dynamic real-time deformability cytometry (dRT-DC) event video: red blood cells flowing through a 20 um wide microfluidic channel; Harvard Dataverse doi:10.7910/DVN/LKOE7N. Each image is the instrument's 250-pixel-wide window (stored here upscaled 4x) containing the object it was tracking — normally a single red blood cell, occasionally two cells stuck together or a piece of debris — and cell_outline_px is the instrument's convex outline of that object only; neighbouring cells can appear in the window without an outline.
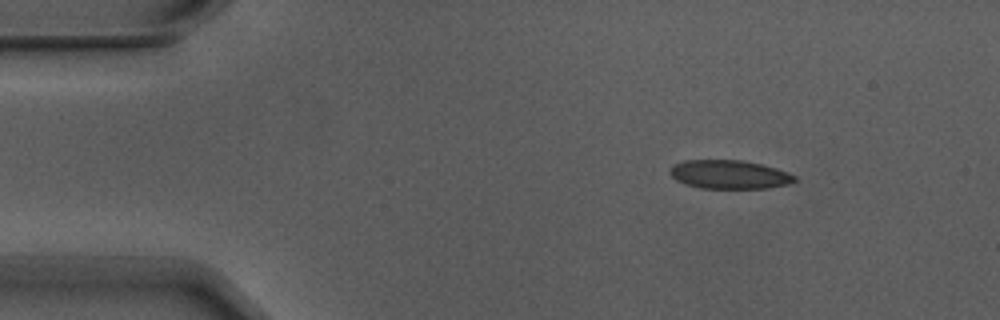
{"species": "Egyptian fruit bat (a non-hibernating species)", "species_latin": "Rousettus aegyptiacus", "temperature_condition": "warm", "stored_images_in_passage": 9, "camera_frame_rate_fps": 3000, "um_per_image_px": 0.085, "animal": {"sex": "male"}, "frame": {"image": 1, "passage_image": 1, "time_ms": 0.0, "image_size_px": [1000, 320], "cell_outline_px": [[796, 180], [788, 184], [768, 188], [700, 188], [684, 184], [676, 180], [668, 172], [676, 164], [684, 160], [740, 160], [760, 164], [776, 168], [788, 172], [796, 176]], "centroid_in_image_um": [61.99, 14.83], "position_along_channel_um": 23.0, "area_um2": 20.75}}
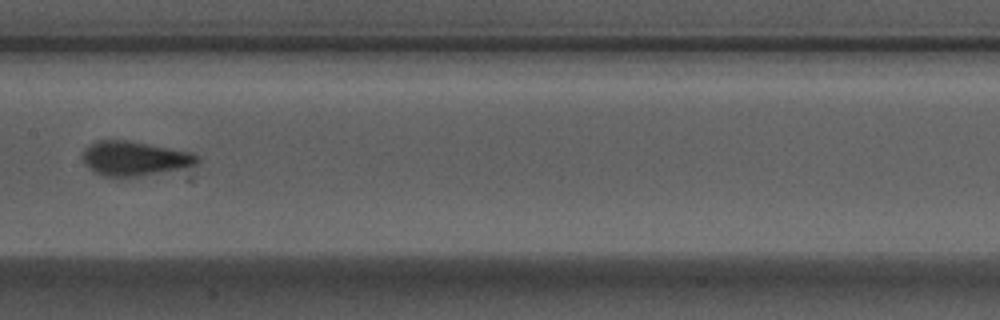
{"frame": {"image": 2, "passage_image": 6, "time_ms": 1.667, "image_size_px": [1000, 320], "cell_outline_px": [[200, 160], [196, 164], [180, 168], [136, 176], [104, 176], [96, 172], [84, 164], [84, 148], [96, 140], [128, 140], [192, 152]], "centroid_in_image_um": [11.41, 13.44], "position_along_channel_um": 196.0, "area_um2": 22.48}}
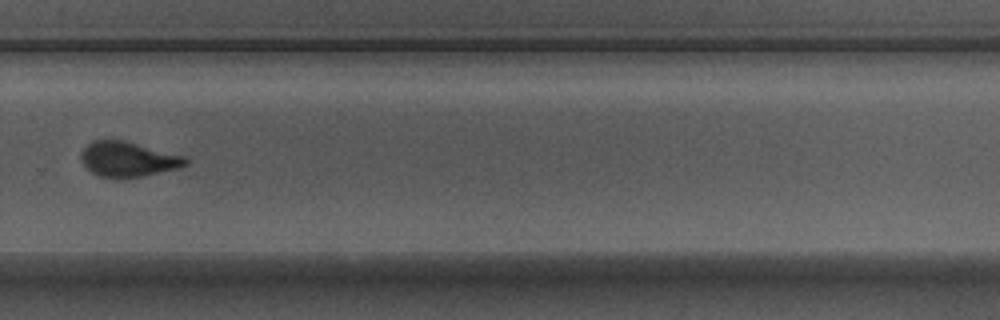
{"frame": {"image": 3, "passage_image": 9, "time_ms": 2.667, "image_size_px": [1000, 320], "cell_outline_px": [[188, 164], [176, 168], [144, 176], [96, 176], [80, 160], [80, 152], [92, 140], [124, 140], [184, 156], [188, 160]], "centroid_in_image_um": [10.86, 13.51], "position_along_channel_um": 318.9, "area_um2": 20.87}}